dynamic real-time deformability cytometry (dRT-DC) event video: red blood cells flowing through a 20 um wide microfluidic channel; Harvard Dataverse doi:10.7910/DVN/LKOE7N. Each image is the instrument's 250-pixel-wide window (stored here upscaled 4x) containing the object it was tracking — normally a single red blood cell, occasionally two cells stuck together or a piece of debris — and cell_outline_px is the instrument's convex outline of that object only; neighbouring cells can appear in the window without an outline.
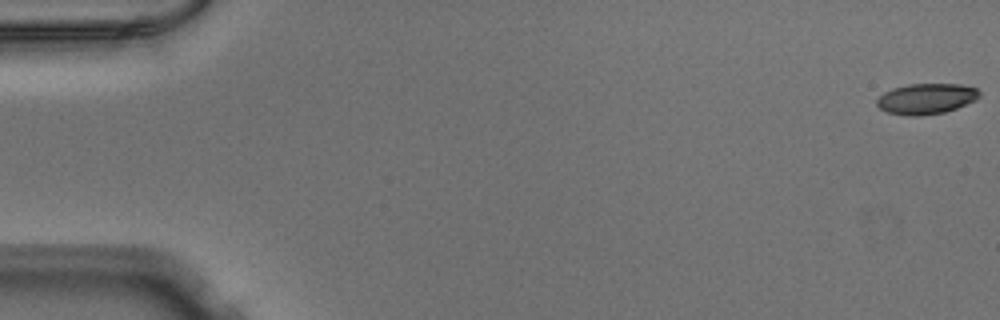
{"species": "Egyptian fruit bat (a non-hibernating species)", "species_latin": "Rousettus aegyptiacus", "temperature_condition": "warm", "stored_images_in_passage": 15, "camera_frame_rate_fps": 3000, "um_per_image_px": 0.085, "animal": {"sex": "male"}, "frame": {"image": 1, "passage_image": 1, "time_ms": 0.0, "image_size_px": [1000, 320], "cell_outline_px": [[980, 96], [976, 100], [956, 108], [944, 112], [920, 116], [908, 116], [888, 112], [880, 108], [876, 104], [876, 100], [884, 92], [892, 88], [908, 84], [960, 84], [976, 88], [980, 92]], "centroid_in_image_um": [78.73, 8.39], "position_along_channel_um": 6.3, "area_um2": 18.32}}
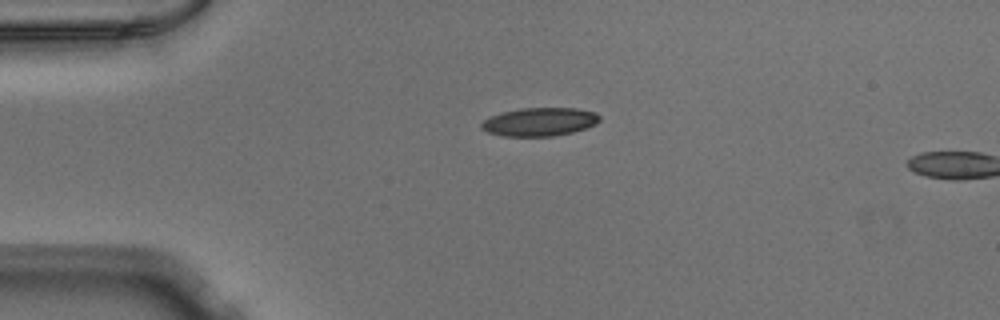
{"frame": {"image": 2, "passage_image": 13, "time_ms": 4.0, "image_size_px": [1000, 320], "cell_outline_px": [[600, 120], [596, 124], [572, 132], [552, 136], [500, 136], [488, 132], [480, 128], [480, 124], [488, 116], [500, 112], [520, 108], [576, 108], [596, 112], [600, 116]], "centroid_in_image_um": [45.82, 10.35], "position_along_channel_um": 39.2, "area_um2": 19.71}}